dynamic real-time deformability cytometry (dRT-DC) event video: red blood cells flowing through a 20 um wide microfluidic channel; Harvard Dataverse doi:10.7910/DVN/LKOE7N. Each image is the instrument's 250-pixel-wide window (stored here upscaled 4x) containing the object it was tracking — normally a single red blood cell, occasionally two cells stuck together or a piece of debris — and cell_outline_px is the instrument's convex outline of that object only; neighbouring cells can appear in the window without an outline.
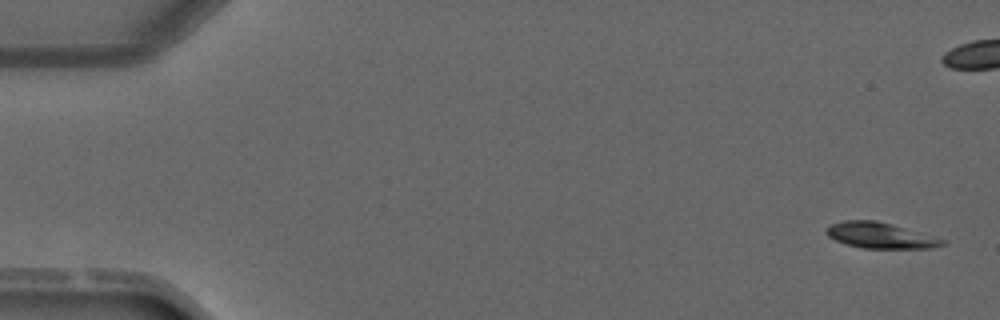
{"species": "common noctule bat (a hibernating species)", "species_latin": "Nyctalus noctula", "temperature_condition": "warm", "stored_images_in_passage": 3, "camera_frame_rate_fps": 3000, "um_per_image_px": 0.085, "animal": {"sex": "male", "forearm_length_mm": 52.5}, "frame": {"image": 1, "passage_image": 3, "time_ms": 2.333, "image_size_px": [1000, 320], "cell_outline_px": [[944, 244], [928, 248], [864, 248], [848, 244], [836, 240], [828, 236], [828, 228], [832, 224], [844, 220], [876, 220], [892, 224], [944, 240]], "centroid_in_image_um": [74.79, 20.0], "position_along_channel_um": 10.2, "area_um2": 16.82}}